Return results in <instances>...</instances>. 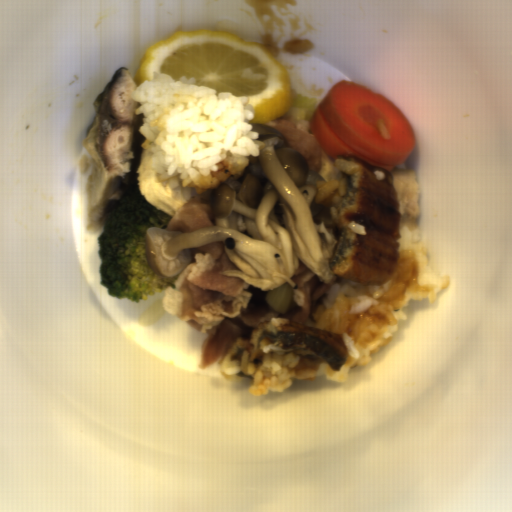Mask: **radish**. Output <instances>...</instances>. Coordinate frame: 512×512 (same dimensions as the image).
Returning a JSON list of instances; mask_svg holds the SVG:
<instances>
[{
	"label": "radish",
	"mask_w": 512,
	"mask_h": 512,
	"mask_svg": "<svg viewBox=\"0 0 512 512\" xmlns=\"http://www.w3.org/2000/svg\"><path fill=\"white\" fill-rule=\"evenodd\" d=\"M310 128L330 158L343 156L391 172L415 149L413 127L395 103L344 79L318 103Z\"/></svg>",
	"instance_id": "1f323893"
}]
</instances>
